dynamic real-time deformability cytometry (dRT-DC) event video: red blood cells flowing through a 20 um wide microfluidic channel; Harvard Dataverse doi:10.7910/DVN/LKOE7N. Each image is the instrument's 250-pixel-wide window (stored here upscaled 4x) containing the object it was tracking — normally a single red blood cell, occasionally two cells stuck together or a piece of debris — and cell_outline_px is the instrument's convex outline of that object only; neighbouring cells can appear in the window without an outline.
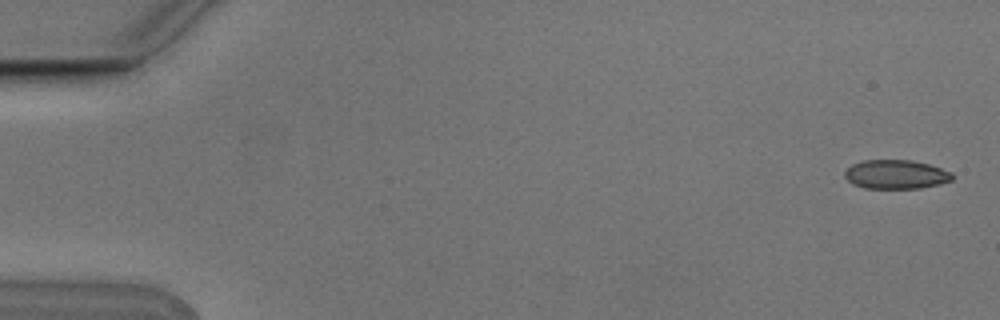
{"species": "Egyptian fruit bat (a non-hibernating species)", "species_latin": "Rousettus aegyptiacus", "temperature_condition": "cold", "stored_images_in_passage": 9, "camera_frame_rate_fps": 3000, "um_per_image_px": 0.085, "animal": {"sex": "male"}, "frame": {"image": 1, "passage_image": 1, "time_ms": 0.0, "image_size_px": [1000, 320], "cell_outline_px": [[952, 180], [940, 184], [920, 188], [864, 188], [852, 184], [844, 176], [844, 172], [852, 164], [864, 160], [912, 160], [928, 164], [952, 172]], "centroid_in_image_um": [76.14, 14.82], "position_along_channel_um": 8.9, "area_um2": 18.15}}
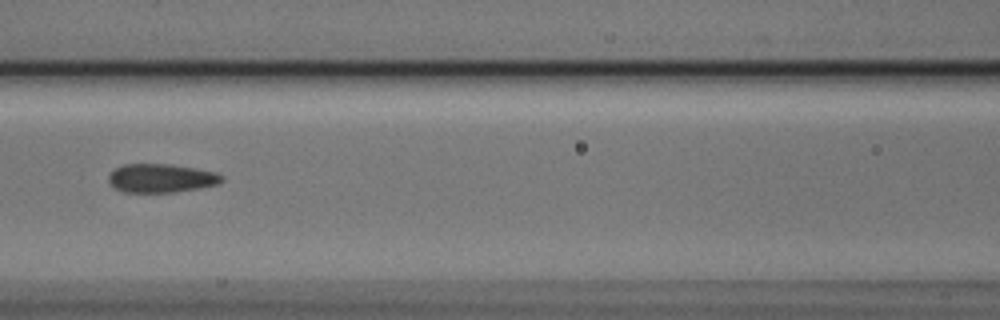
{"frame": {"image": 2, "passage_image": 7, "time_ms": 2.0, "image_size_px": [1000, 320], "cell_outline_px": [[224, 180], [216, 184], [200, 188], [176, 192], [124, 192], [116, 188], [108, 180], [108, 176], [116, 168], [124, 164], [168, 164], [196, 168], [216, 172], [224, 176]], "centroid_in_image_um": [13.73, 15.14], "position_along_channel_um": 152.9, "area_um2": 18.84}}
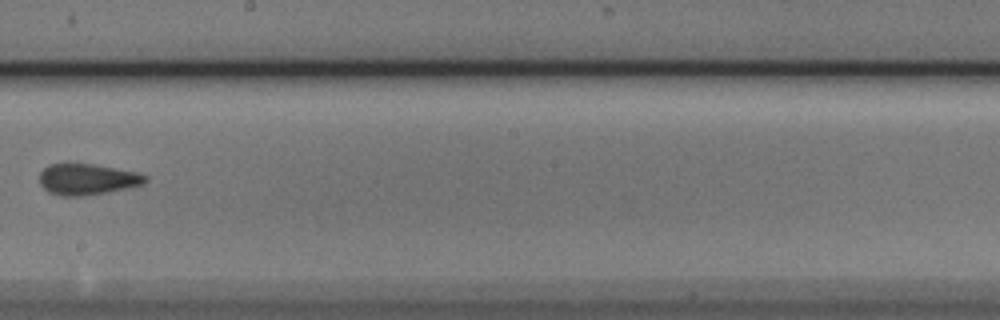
{"frame": {"image": 3, "passage_image": 9, "time_ms": 2.667, "image_size_px": [1000, 320], "cell_outline_px": [[148, 180], [144, 184], [104, 192], [80, 196], [60, 196], [48, 192], [40, 184], [40, 172], [48, 164], [68, 160], [92, 164], [136, 172], [148, 176]], "centroid_in_image_um": [7.34, 15.19], "position_along_channel_um": 240.9, "area_um2": 19.54}}